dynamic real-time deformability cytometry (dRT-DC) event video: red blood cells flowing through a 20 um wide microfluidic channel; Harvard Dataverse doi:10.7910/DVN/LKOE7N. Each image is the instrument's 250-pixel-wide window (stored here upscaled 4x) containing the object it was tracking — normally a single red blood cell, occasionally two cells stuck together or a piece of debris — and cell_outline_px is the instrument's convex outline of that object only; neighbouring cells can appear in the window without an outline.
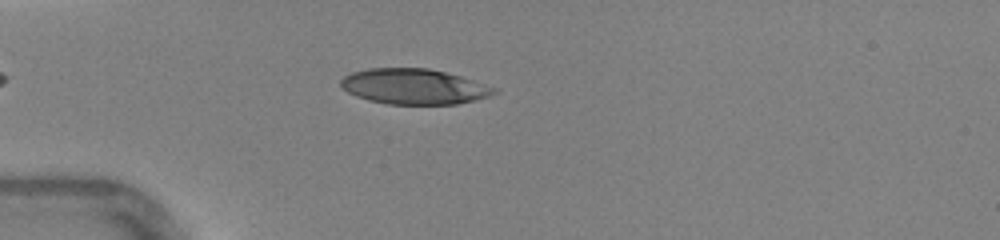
{"species": "human", "species_latin": "Homo sapiens", "temperature_condition": "warm", "stored_images_in_passage": 36, "camera_frame_rate_fps": 3000, "um_per_image_px": 0.085, "donor": {"sex": "female"}, "frame": {"image": 1, "passage_image": 6, "time_ms": 1.667, "image_size_px": [1000, 240], "cell_outline_px": [[496, 92], [488, 96], [456, 104], [388, 104], [368, 100], [356, 96], [348, 92], [340, 84], [340, 80], [344, 76], [352, 72], [368, 68], [428, 68], [460, 76], [496, 88]], "centroid_in_image_um": [35.14, 7.35], "position_along_channel_um": 49.9, "area_um2": 31.33}}
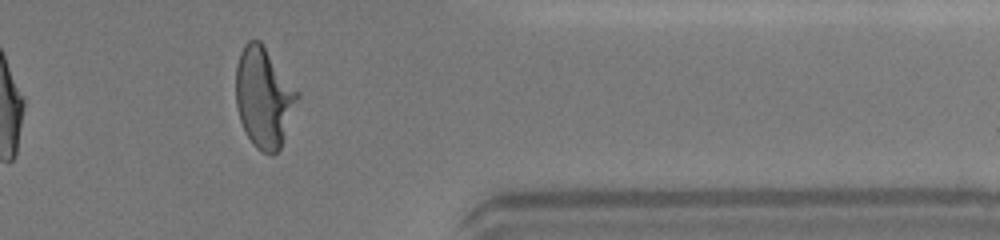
{"frame": {"image": 2, "passage_image": 31, "time_ms": 10.0, "image_size_px": [1000, 240], "cell_outline_px": [[300, 96], [280, 148], [272, 156], [256, 148], [252, 144], [240, 120], [236, 104], [236, 64], [240, 52], [244, 44], [248, 40], [260, 40], [300, 92]], "centroid_in_image_um": [22.43, 8.26], "position_along_channel_um": 389.0, "area_um2": 36.07}, "authors_computed_cell_mechanics": {"area_um2": 33.4951, "velocity_mm_per_s": 4.4049, "shape_relaxation_time_tau1_ms": 3.5749, "shape_relaxation_time_tau2_ms": null, "deformation_change_tau1": 0.2056, "deformation_change_tau2": null}}